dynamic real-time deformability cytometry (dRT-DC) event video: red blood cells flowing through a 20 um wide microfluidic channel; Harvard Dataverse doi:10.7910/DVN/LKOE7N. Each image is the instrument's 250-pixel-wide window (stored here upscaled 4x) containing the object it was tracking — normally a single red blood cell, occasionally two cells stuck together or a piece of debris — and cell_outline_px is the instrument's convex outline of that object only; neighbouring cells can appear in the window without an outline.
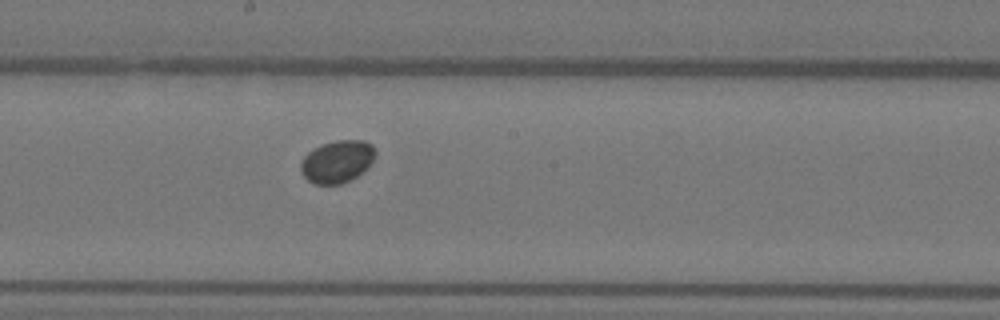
{"species": "Egyptian fruit bat (a non-hibernating species)", "species_latin": "Rousettus aegyptiacus", "temperature_condition": "warm", "stored_images_in_passage": 41, "segment_of_instrument_passage": [2, 2], "camera_frame_rate_fps": 3000, "um_per_image_px": 0.085, "animal": {"sex": "female"}, "frame": {"image": 1, "passage_image": 27, "time_ms": 8.667, "image_size_px": [1000, 320], "cell_outline_px": [[376, 152], [372, 160], [356, 176], [340, 184], [316, 184], [308, 180], [304, 176], [300, 168], [300, 164], [304, 156], [308, 152], [324, 144], [336, 140], [364, 140], [372, 144], [376, 148]], "centroid_in_image_um": [28.65, 13.71], "position_along_channel_um": 219.6, "area_um2": 18.03}}
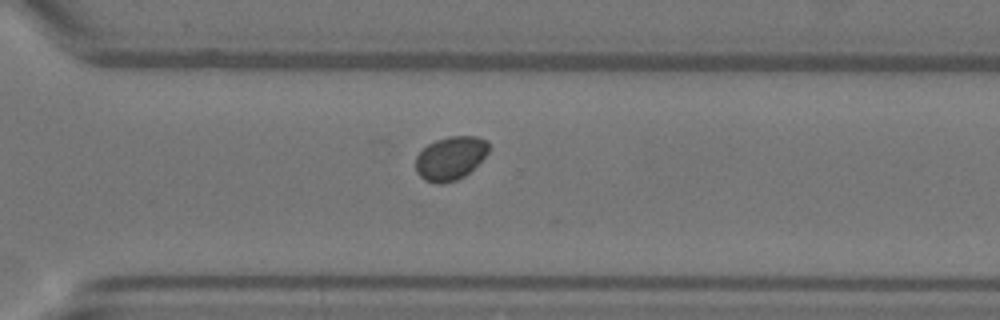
{"frame": {"image": 2, "passage_image": 36, "time_ms": 11.667, "image_size_px": [1000, 320], "cell_outline_px": [[488, 152], [464, 176], [456, 180], [444, 184], [436, 184], [424, 180], [416, 172], [416, 156], [428, 144], [436, 140], [448, 136], [476, 136], [488, 140]], "centroid_in_image_um": [38.26, 13.45], "position_along_channel_um": 332.3, "area_um2": 18.44}}
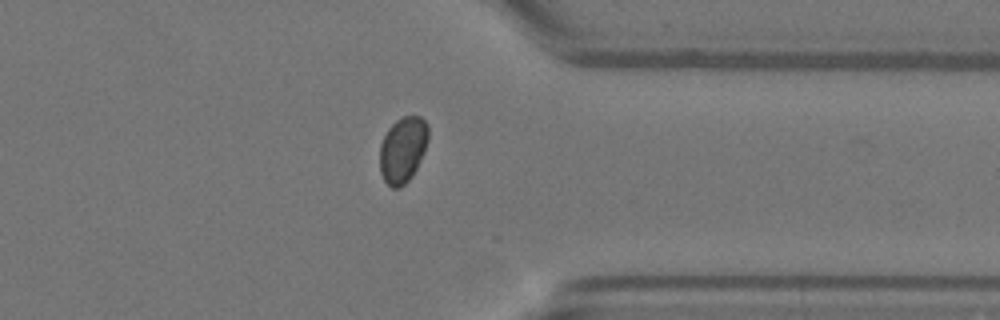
{"frame": {"image": 3, "passage_image": 40, "time_ms": 13.0, "image_size_px": [1000, 320], "cell_outline_px": [[428, 140], [424, 152], [412, 176], [400, 188], [392, 188], [384, 180], [380, 172], [380, 144], [388, 128], [396, 120], [404, 116], [420, 116], [428, 124]], "centroid_in_image_um": [34.23, 12.72], "position_along_channel_um": 377.2, "area_um2": 18.61}}